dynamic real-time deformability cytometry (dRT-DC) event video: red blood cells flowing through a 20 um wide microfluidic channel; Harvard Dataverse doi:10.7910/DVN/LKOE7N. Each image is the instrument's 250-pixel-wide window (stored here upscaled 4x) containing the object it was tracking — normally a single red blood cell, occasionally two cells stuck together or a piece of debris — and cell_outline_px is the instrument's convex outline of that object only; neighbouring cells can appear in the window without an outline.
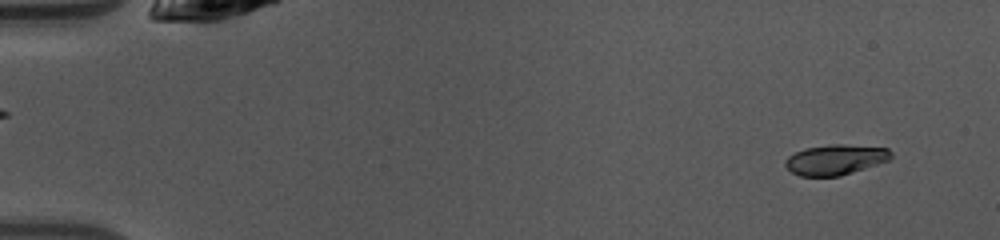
{"species": "common noctule bat (a hibernating species)", "species_latin": "Nyctalus noctula", "temperature_condition": "warm", "stored_images_in_passage": 48, "camera_frame_rate_fps": 3000, "um_per_image_px": 0.085, "animal": {"sex": "female", "body_mass_g": 10.0, "forearm_length_mm": 53.1}, "frame": {"image": 1, "passage_image": 3, "time_ms": 0.667, "image_size_px": [1000, 240], "cell_outline_px": [[892, 156], [888, 160], [840, 176], [800, 176], [792, 172], [784, 164], [784, 160], [788, 156], [804, 148], [832, 144], [840, 144], [888, 148], [892, 152]], "centroid_in_image_um": [70.98, 13.57], "position_along_channel_um": 14.0, "area_um2": 18.5}}
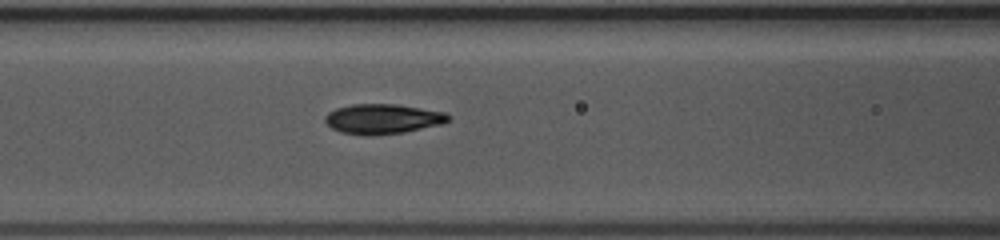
{"frame": {"image": 2, "passage_image": 20, "time_ms": 6.333, "image_size_px": [1000, 240], "cell_outline_px": [[452, 116], [448, 120], [440, 124], [404, 132], [368, 136], [340, 132], [332, 128], [324, 120], [324, 116], [328, 112], [336, 108], [352, 104], [396, 104], [448, 112]], "centroid_in_image_um": [32.53, 10.1], "position_along_channel_um": 134.1, "area_um2": 21.56}}
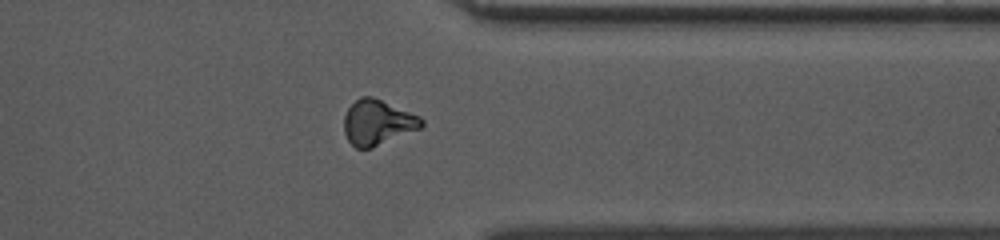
{"frame": {"image": 3, "passage_image": 38, "time_ms": 12.333, "image_size_px": [1000, 240], "cell_outline_px": [[424, 124], [420, 128], [372, 148], [356, 148], [348, 140], [344, 132], [344, 116], [348, 108], [360, 96], [372, 96], [420, 116], [424, 120]], "centroid_in_image_um": [32.09, 10.4], "position_along_channel_um": 379.3, "area_um2": 20.29}, "authors_computed_cell_mechanics": {"area_um2": 19.7387, "velocity_mm_per_s": 4.1357, "shape_relaxation_time_tau1_ms": 4.5629, "shape_relaxation_time_tau2_ms": 1.887, "deformation_change_tau1": 0.1596, "deformation_change_tau2": 0.0806}}